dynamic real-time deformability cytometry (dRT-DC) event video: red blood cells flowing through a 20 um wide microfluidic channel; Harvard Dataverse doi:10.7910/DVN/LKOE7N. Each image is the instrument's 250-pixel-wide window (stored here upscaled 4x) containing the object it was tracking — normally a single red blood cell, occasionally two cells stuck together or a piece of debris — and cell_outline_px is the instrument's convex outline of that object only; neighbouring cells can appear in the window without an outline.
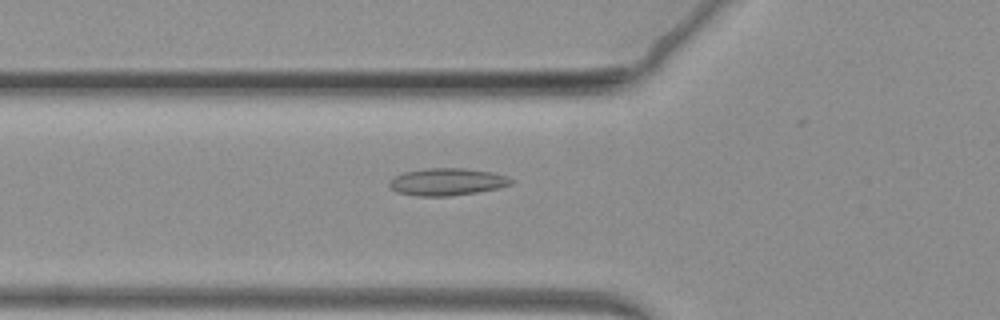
{"species": "common noctule bat (a hibernating species)", "species_latin": "Nyctalus noctula", "temperature_condition": "warm", "stored_images_in_passage": 48, "camera_frame_rate_fps": 3000, "um_per_image_px": 0.085, "animal": {"sex": "female", "body_mass_g": 19.3, "forearm_length_mm": 54.1}, "frame": {"image": 1, "passage_image": 6, "time_ms": 1.667, "image_size_px": [1000, 320], "cell_outline_px": [[516, 180], [512, 184], [500, 188], [476, 192], [448, 196], [416, 196], [396, 192], [388, 184], [388, 180], [392, 176], [404, 172], [424, 168], [464, 168], [492, 172], [508, 176]], "centroid_in_image_um": [38.0, 15.45], "position_along_channel_um": 87.8, "area_um2": 19.65}}
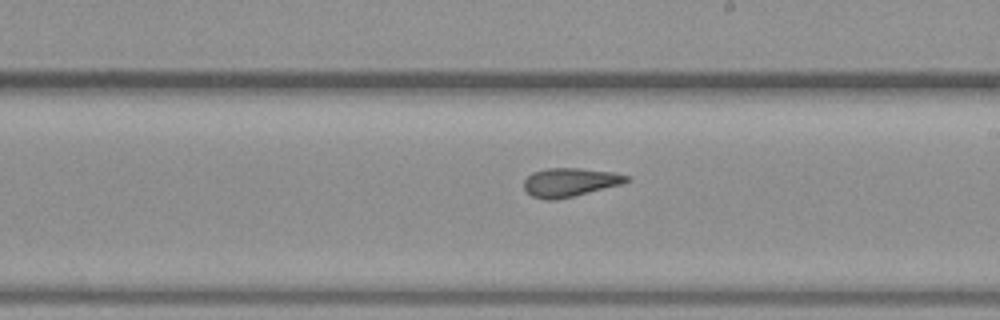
{"frame": {"image": 2, "passage_image": 21, "time_ms": 6.667, "image_size_px": [1000, 320], "cell_outline_px": [[632, 180], [620, 184], [556, 200], [544, 200], [532, 196], [524, 188], [524, 180], [532, 172], [548, 168], [580, 168], [612, 172], [628, 176]], "centroid_in_image_um": [48.41, 15.49], "position_along_channel_um": 240.6, "area_um2": 16.94}}
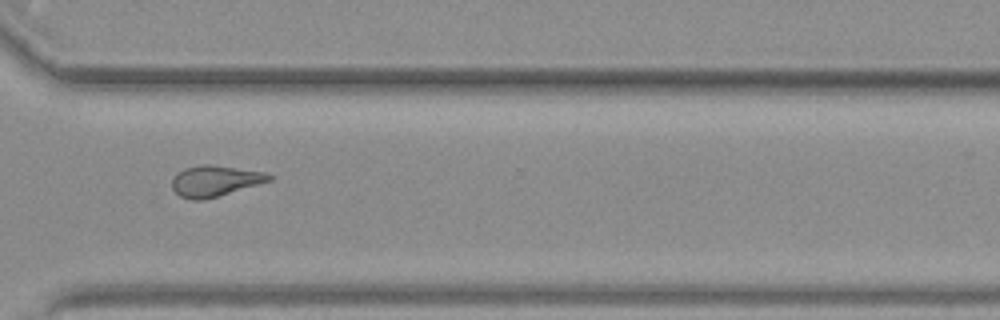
{"frame": {"image": 3, "passage_image": 32, "time_ms": 10.333, "image_size_px": [1000, 320], "cell_outline_px": [[272, 180], [220, 196], [204, 200], [192, 200], [180, 196], [172, 188], [172, 180], [176, 172], [184, 168], [200, 164], [208, 164], [264, 172], [272, 176]], "centroid_in_image_um": [18.24, 15.38], "position_along_channel_um": 352.4, "area_um2": 17.51}}